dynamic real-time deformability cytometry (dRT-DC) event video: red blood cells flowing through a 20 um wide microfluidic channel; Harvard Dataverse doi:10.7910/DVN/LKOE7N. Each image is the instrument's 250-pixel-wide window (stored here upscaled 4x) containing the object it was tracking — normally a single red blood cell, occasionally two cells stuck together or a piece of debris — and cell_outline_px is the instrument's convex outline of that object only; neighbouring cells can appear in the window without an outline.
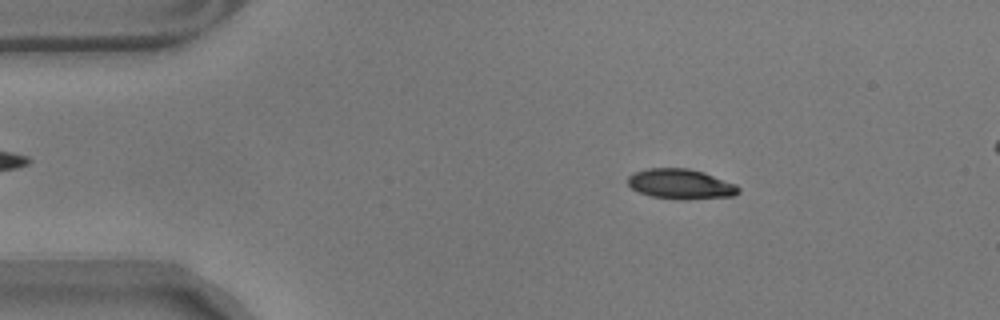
{"species": "common noctule bat (a hibernating species)", "species_latin": "Nyctalus noctula", "temperature_condition": "warm", "stored_images_in_passage": 51, "camera_frame_rate_fps": 3000, "um_per_image_px": 0.085, "animal": {"sex": "male", "body_mass_g": 17.9}, "frame": {"image": 1, "passage_image": 4, "time_ms": 1.0, "image_size_px": [1000, 320], "cell_outline_px": [[740, 192], [736, 196], [684, 200], [680, 200], [652, 196], [640, 192], [632, 188], [628, 184], [628, 176], [636, 172], [648, 168], [688, 168], [704, 172], [736, 184], [740, 188]], "centroid_in_image_um": [57.91, 15.65], "position_along_channel_um": 27.1, "area_um2": 19.48}}
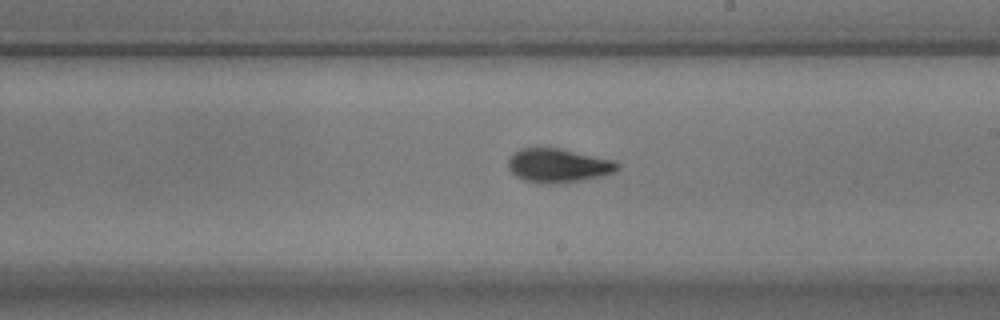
{"frame": {"image": 2, "passage_image": 27, "time_ms": 8.667, "image_size_px": [1000, 320], "cell_outline_px": [[620, 168], [616, 172], [600, 176], [580, 180], [544, 184], [524, 180], [516, 176], [508, 168], [508, 160], [520, 148], [560, 148], [616, 160], [620, 164]], "centroid_in_image_um": [47.49, 14.06], "position_along_channel_um": 241.5, "area_um2": 21.5}}
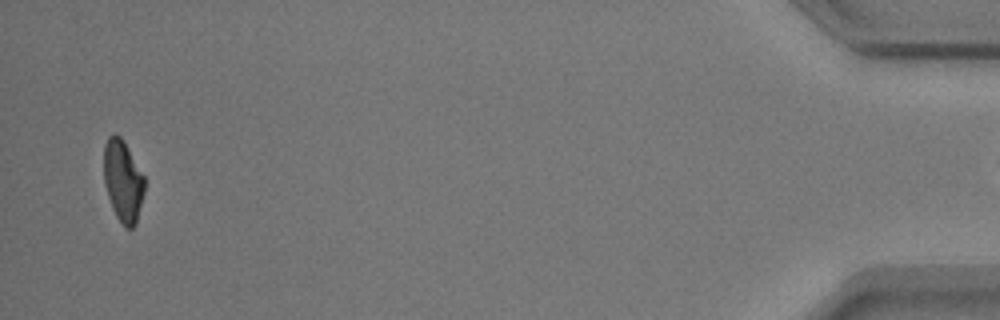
{"frame": {"image": 3, "passage_image": 50, "time_ms": 16.333, "image_size_px": [1000, 320], "cell_outline_px": [[144, 192], [136, 224], [132, 228], [124, 228], [116, 216], [112, 208], [104, 184], [104, 144], [108, 136], [112, 132], [116, 132], [124, 140], [144, 176]], "centroid_in_image_um": [10.44, 15.35], "position_along_channel_um": 424.8, "area_um2": 19.59}}